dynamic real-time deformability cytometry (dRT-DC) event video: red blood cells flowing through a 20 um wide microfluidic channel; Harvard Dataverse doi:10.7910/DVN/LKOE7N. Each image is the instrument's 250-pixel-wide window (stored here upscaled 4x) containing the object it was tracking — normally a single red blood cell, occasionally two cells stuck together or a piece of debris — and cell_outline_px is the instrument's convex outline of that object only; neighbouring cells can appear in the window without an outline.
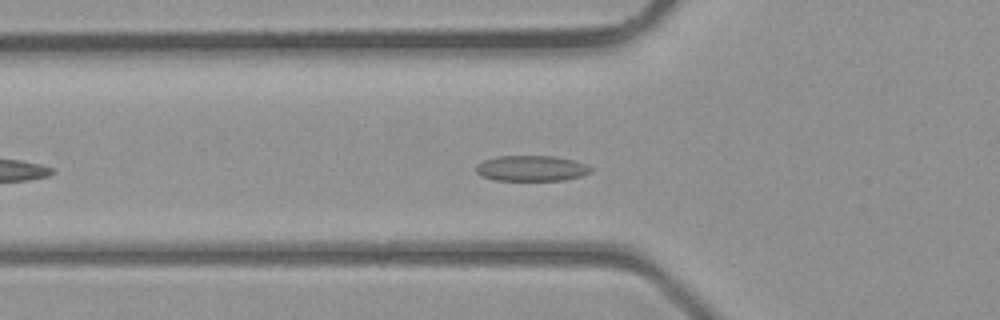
{"species": "common noctule bat (a hibernating species)", "species_latin": "Nyctalus noctula", "temperature_condition": "room temperature", "stored_images_in_passage": 26, "camera_frame_rate_fps": 3000, "um_per_image_px": 0.085, "animal": {"sex": "male", "body_mass_g": 23.1, "forearm_length_mm": 52.7}, "frame": {"image": 1, "passage_image": 7, "time_ms": 2.0, "image_size_px": [1000, 320], "cell_outline_px": [[592, 172], [580, 176], [564, 180], [496, 180], [480, 176], [476, 172], [476, 164], [484, 160], [496, 156], [552, 156], [572, 160], [584, 164], [592, 168]], "centroid_in_image_um": [45.13, 14.31], "position_along_channel_um": 80.7, "area_um2": 17.05}}
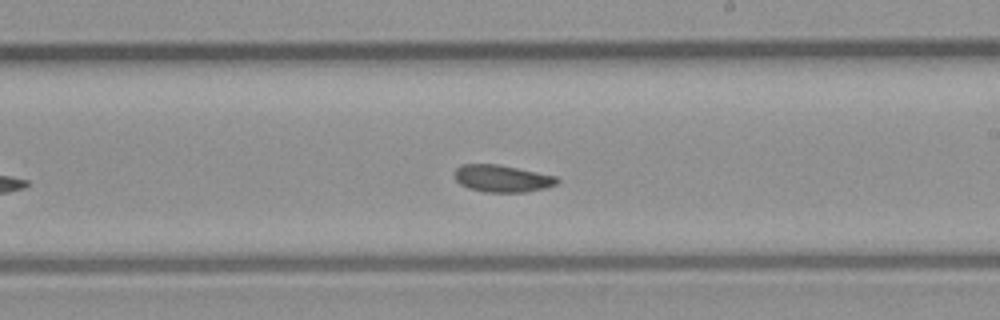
{"frame": {"image": 2, "passage_image": 17, "time_ms": 5.333, "image_size_px": [1000, 320], "cell_outline_px": [[560, 180], [556, 184], [544, 188], [524, 192], [484, 192], [468, 188], [460, 184], [456, 180], [452, 172], [460, 164], [496, 164], [556, 176]], "centroid_in_image_um": [42.62, 15.17], "position_along_channel_um": 246.4, "area_um2": 16.18}}
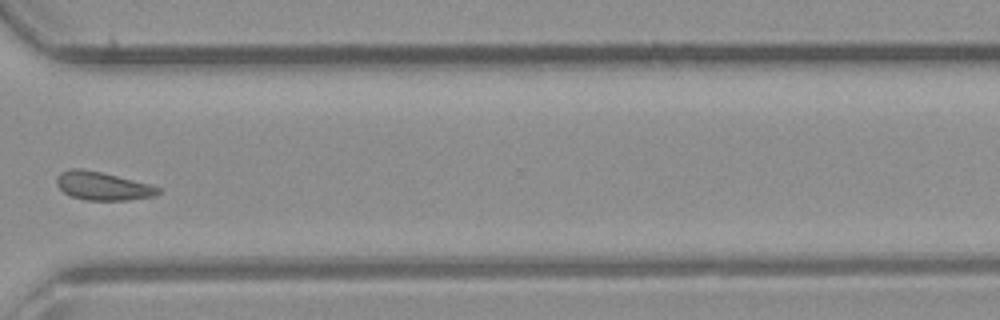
{"frame": {"image": 3, "passage_image": 24, "time_ms": 7.667, "image_size_px": [1000, 320], "cell_outline_px": [[160, 192], [156, 196], [128, 200], [84, 200], [72, 196], [64, 192], [56, 184], [56, 176], [60, 172], [72, 168], [80, 168], [100, 172], [148, 184], [160, 188]], "centroid_in_image_um": [8.69, 15.81], "position_along_channel_um": 361.9, "area_um2": 16.59}}